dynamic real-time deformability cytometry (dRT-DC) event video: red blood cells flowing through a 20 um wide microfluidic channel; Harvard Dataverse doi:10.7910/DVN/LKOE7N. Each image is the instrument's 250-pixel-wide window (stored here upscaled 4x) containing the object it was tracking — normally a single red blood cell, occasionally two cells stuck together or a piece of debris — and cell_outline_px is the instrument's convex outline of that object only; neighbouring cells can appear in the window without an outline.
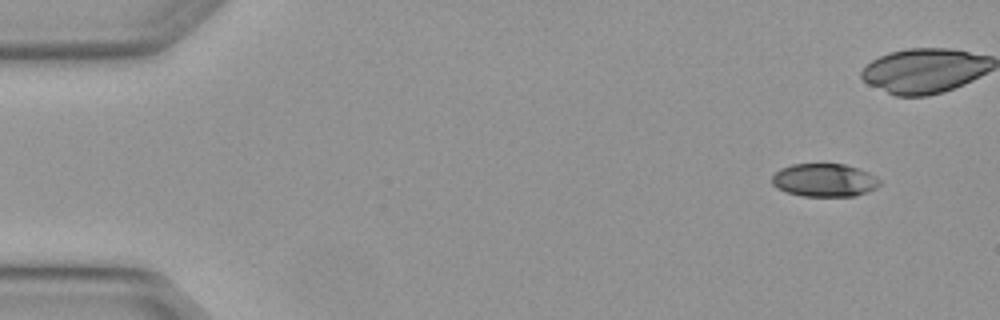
{"species": "Egyptian fruit bat (a non-hibernating species)", "species_latin": "Rousettus aegyptiacus", "temperature_condition": "warm", "stored_images_in_passage": 2, "camera_frame_rate_fps": 3000, "um_per_image_px": 0.085, "animal": {"sex": "female"}, "frame": {"image": 1, "passage_image": 2, "time_ms": 0.333, "image_size_px": [1000, 320], "cell_outline_px": [[880, 184], [876, 188], [868, 192], [856, 196], [804, 196], [788, 192], [776, 188], [772, 184], [772, 176], [780, 168], [792, 164], [844, 164], [868, 172], [876, 176], [880, 180]], "centroid_in_image_um": [70.08, 15.32], "position_along_channel_um": 14.9, "area_um2": 20.81}}